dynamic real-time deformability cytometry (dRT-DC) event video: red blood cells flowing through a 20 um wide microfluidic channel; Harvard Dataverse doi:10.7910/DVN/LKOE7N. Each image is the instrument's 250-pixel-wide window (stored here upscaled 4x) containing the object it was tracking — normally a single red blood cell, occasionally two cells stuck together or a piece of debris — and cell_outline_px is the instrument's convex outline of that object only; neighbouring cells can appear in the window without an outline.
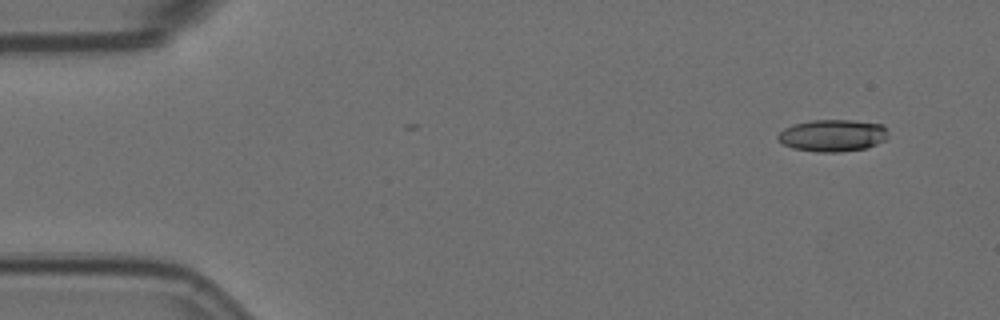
{"species": "Egyptian fruit bat (a non-hibernating species)", "species_latin": "Rousettus aegyptiacus", "temperature_condition": "room temperature", "stored_images_in_passage": 4, "camera_frame_rate_fps": 3000, "um_per_image_px": 0.085, "animal": {"sex": "female"}, "frame": {"image": 1, "passage_image": 1, "time_ms": 0.0, "image_size_px": [1000, 320], "cell_outline_px": [[888, 128], [884, 140], [876, 144], [864, 148], [840, 152], [816, 152], [792, 148], [784, 144], [776, 136], [784, 128], [796, 124], [812, 120], [852, 120], [884, 124]], "centroid_in_image_um": [70.78, 11.51], "position_along_channel_um": 14.2, "area_um2": 20.46}}